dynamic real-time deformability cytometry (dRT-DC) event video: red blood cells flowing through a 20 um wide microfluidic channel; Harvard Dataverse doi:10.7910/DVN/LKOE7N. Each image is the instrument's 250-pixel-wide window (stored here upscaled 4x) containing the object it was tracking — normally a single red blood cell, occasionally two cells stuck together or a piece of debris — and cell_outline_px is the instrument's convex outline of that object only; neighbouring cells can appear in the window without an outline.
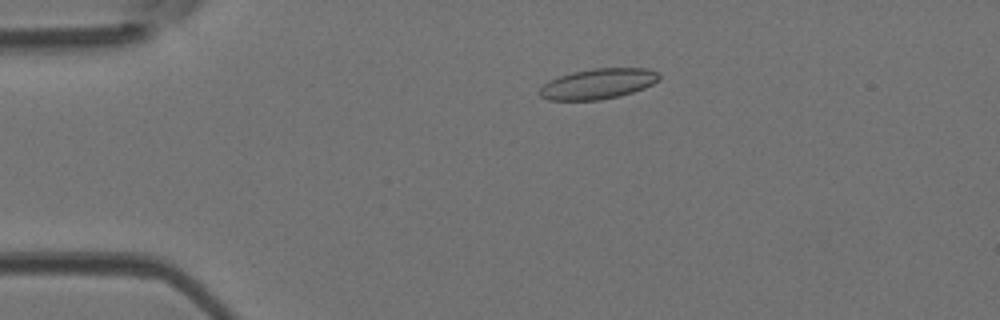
{"species": "Egyptian fruit bat (a non-hibernating species)", "species_latin": "Rousettus aegyptiacus", "temperature_condition": "room temperature", "stored_images_in_passage": 48, "camera_frame_rate_fps": 3000, "um_per_image_px": 0.085, "animal": {"sex": "female"}, "frame": {"image": 1, "passage_image": 10, "time_ms": 3.0, "image_size_px": [1000, 320], "cell_outline_px": [[660, 80], [644, 88], [620, 96], [600, 100], [548, 100], [540, 96], [536, 92], [548, 80], [572, 72], [592, 68], [648, 68], [656, 72], [660, 76]], "centroid_in_image_um": [50.81, 7.12], "position_along_channel_um": 34.2, "area_um2": 21.33}}
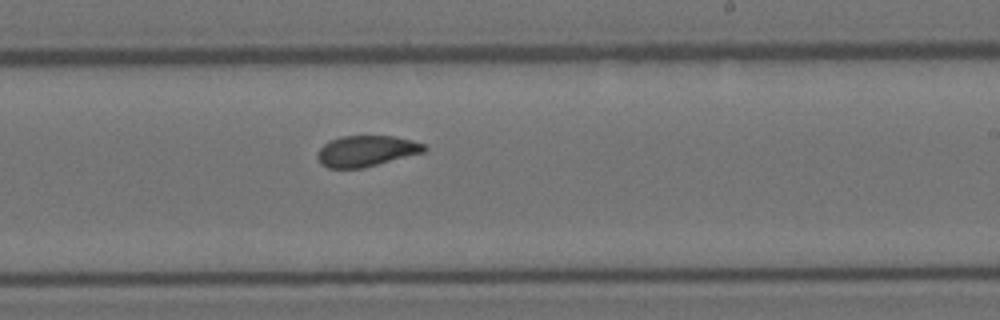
{"frame": {"image": 2, "passage_image": 29, "time_ms": 9.333, "image_size_px": [1000, 320], "cell_outline_px": [[428, 148], [424, 152], [364, 168], [328, 168], [320, 164], [316, 156], [320, 148], [328, 140], [340, 136], [392, 136], [412, 140], [424, 144]], "centroid_in_image_um": [31.11, 12.84], "position_along_channel_um": 257.9, "area_um2": 19.36}}
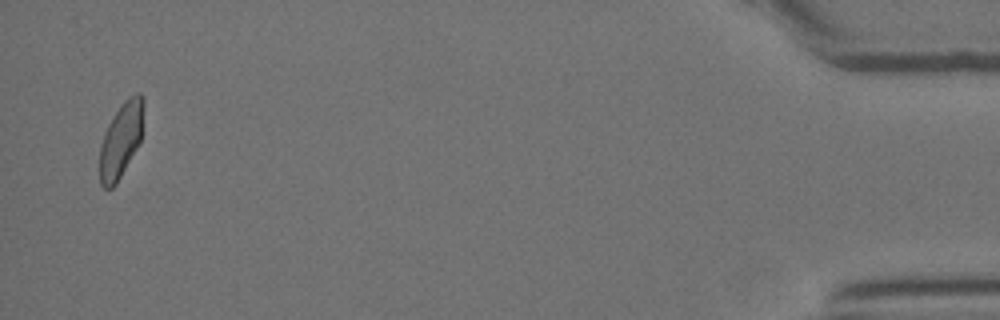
{"frame": {"image": 3, "passage_image": 47, "time_ms": 15.333, "image_size_px": [1000, 320], "cell_outline_px": [[144, 104], [140, 140], [136, 148], [116, 184], [112, 188], [104, 188], [100, 184], [100, 148], [104, 132], [108, 124], [124, 100], [128, 96], [136, 92], [140, 92], [144, 96]], "centroid_in_image_um": [10.28, 11.85], "position_along_channel_um": 424.9, "area_um2": 18.96}}